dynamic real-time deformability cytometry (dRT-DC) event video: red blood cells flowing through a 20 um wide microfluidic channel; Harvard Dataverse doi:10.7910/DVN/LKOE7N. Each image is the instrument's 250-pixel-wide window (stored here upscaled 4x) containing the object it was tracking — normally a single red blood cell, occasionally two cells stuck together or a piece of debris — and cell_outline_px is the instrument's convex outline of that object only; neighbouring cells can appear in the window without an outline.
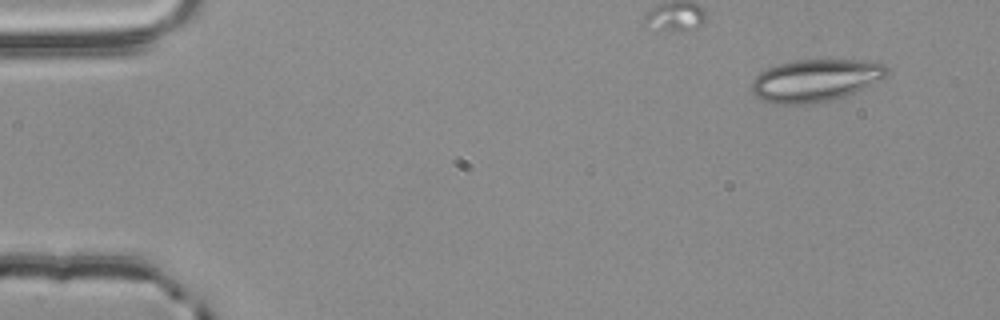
{"species": "common noctule bat (a hibernating species)", "species_latin": "Nyctalus noctula", "temperature_condition": "room temperature", "stored_images_in_passage": 13, "camera_frame_rate_fps": 3000, "um_per_image_px": 0.085, "animal": {"sex": "male", "body_mass_g": 20.4}, "frame": {"image": 1, "passage_image": 1, "time_ms": 0.0, "image_size_px": [1000, 320], "cell_outline_px": [[888, 76], [864, 88], [844, 96], [832, 100], [808, 104], [776, 104], [764, 100], [756, 96], [752, 92], [752, 80], [760, 72], [768, 68], [780, 64], [796, 60], [864, 60], [884, 64], [888, 68]], "centroid_in_image_um": [69.33, 6.83], "position_along_channel_um": 15.7, "area_um2": 33.29}}